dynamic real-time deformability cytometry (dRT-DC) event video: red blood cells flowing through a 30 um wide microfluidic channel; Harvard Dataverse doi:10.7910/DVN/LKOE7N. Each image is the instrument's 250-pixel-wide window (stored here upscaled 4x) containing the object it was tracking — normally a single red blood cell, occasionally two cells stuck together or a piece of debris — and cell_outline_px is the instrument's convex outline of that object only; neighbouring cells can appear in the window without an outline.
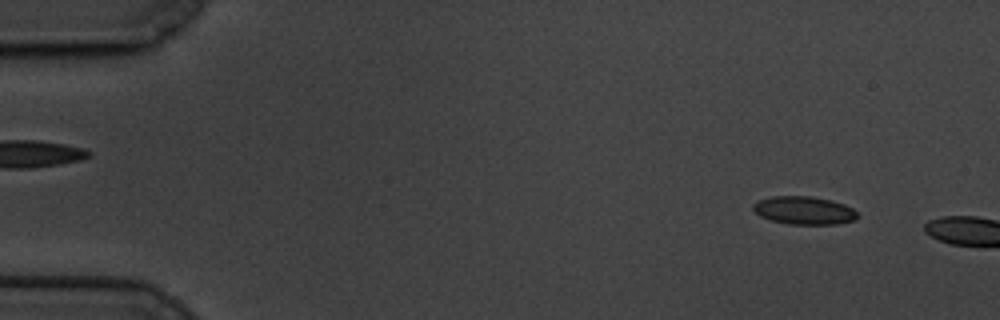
{"species": "common noctule bat (a hibernating species)", "species_latin": "Nyctalus noctula", "temperature_condition": "cold", "stored_images_in_passage": 8, "camera_frame_rate_fps": 3000, "um_per_image_px": 0.085, "animal": {"sex": "male", "body_mass_g": 19.5, "forearm_length_mm": 54.6}, "frame": {"image": 1, "passage_image": 5, "time_ms": 1.333, "image_size_px": [1000, 320], "cell_outline_px": [[860, 216], [856, 220], [836, 224], [788, 224], [772, 220], [760, 216], [752, 208], [752, 204], [756, 200], [772, 196], [812, 196], [832, 200], [844, 204], [852, 208]], "centroid_in_image_um": [68.35, 17.88], "position_along_channel_um": 16.7, "area_um2": 17.22}}